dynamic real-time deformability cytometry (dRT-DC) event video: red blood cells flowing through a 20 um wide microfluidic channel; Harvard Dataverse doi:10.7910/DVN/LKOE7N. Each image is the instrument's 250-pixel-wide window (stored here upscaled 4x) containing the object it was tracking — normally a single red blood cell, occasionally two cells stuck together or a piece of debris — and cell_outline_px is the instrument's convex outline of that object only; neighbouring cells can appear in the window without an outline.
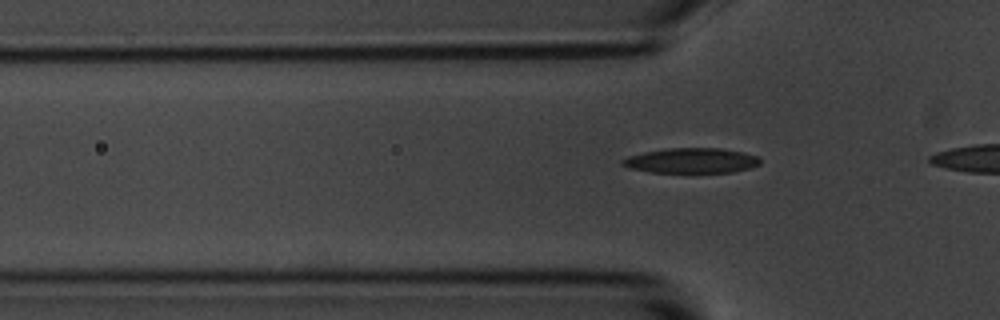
{"species": "common noctule bat (a hibernating species)", "species_latin": "Nyctalus noctula", "temperature_condition": "room temperature", "stored_images_in_passage": 6, "camera_frame_rate_fps": 3000, "um_per_image_px": 0.085, "animal": {"sex": "male", "body_mass_g": 20.1, "forearm_length_mm": 53.5}, "frame": {"image": 1, "passage_image": 5, "time_ms": 5.333, "image_size_px": [1000, 320], "cell_outline_px": [[760, 164], [748, 168], [732, 172], [648, 172], [632, 168], [620, 164], [620, 160], [628, 156], [644, 152], [668, 148], [720, 148], [744, 152], [756, 156], [760, 160]], "centroid_in_image_um": [58.74, 13.64], "position_along_channel_um": 67.1, "area_um2": 20.0}}